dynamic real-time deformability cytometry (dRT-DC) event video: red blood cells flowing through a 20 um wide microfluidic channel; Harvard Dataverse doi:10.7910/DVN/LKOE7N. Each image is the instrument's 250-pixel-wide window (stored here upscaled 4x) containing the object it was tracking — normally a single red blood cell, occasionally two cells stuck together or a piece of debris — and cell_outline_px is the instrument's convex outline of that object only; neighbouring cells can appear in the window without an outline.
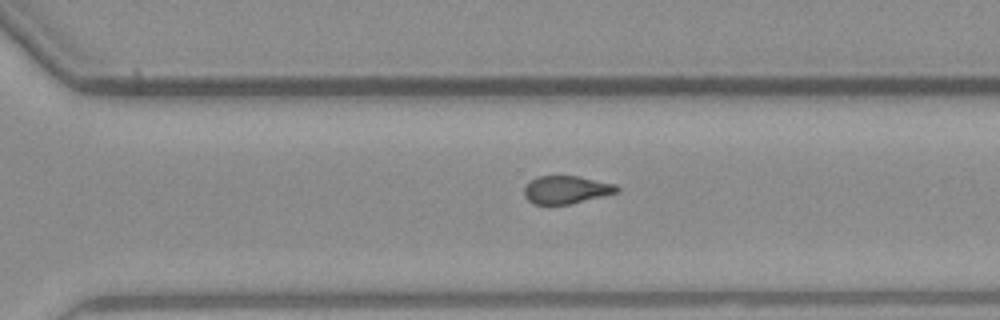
{"species": "common noctule bat (a hibernating species)", "species_latin": "Nyctalus noctula", "temperature_condition": "warm", "stored_images_in_passage": 29, "camera_frame_rate_fps": 3000, "um_per_image_px": 0.085, "animal": {"sex": "male", "body_mass_g": 23.1, "forearm_length_mm": 52.7}, "frame": {"image": 1, "passage_image": 25, "time_ms": 8.0, "image_size_px": [1000, 320], "cell_outline_px": [[620, 188], [616, 192], [572, 204], [548, 208], [532, 204], [524, 196], [524, 188], [532, 180], [540, 176], [576, 176], [616, 184]], "centroid_in_image_um": [48.07, 16.18], "position_along_channel_um": 322.5, "area_um2": 15.43}}